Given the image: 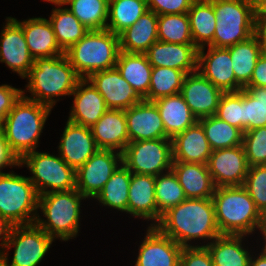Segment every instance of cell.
Wrapping results in <instances>:
<instances>
[{"label": "cell", "mask_w": 266, "mask_h": 266, "mask_svg": "<svg viewBox=\"0 0 266 266\" xmlns=\"http://www.w3.org/2000/svg\"><path fill=\"white\" fill-rule=\"evenodd\" d=\"M156 227L182 247L194 246L190 242L197 239L211 243L221 235L212 198L185 199L164 213Z\"/></svg>", "instance_id": "6da1fadb"}, {"label": "cell", "mask_w": 266, "mask_h": 266, "mask_svg": "<svg viewBox=\"0 0 266 266\" xmlns=\"http://www.w3.org/2000/svg\"><path fill=\"white\" fill-rule=\"evenodd\" d=\"M26 78L28 82L25 87L31 96H26L25 90L23 96L52 109L60 96H72L81 79L66 54L35 58L34 65Z\"/></svg>", "instance_id": "7a4b0ae2"}, {"label": "cell", "mask_w": 266, "mask_h": 266, "mask_svg": "<svg viewBox=\"0 0 266 266\" xmlns=\"http://www.w3.org/2000/svg\"><path fill=\"white\" fill-rule=\"evenodd\" d=\"M212 200L221 234L247 237L256 229L261 232L264 216L243 186L216 187Z\"/></svg>", "instance_id": "3957f363"}, {"label": "cell", "mask_w": 266, "mask_h": 266, "mask_svg": "<svg viewBox=\"0 0 266 266\" xmlns=\"http://www.w3.org/2000/svg\"><path fill=\"white\" fill-rule=\"evenodd\" d=\"M52 108L23 95L14 104L2 124V132L10 150L20 160L26 153L35 151Z\"/></svg>", "instance_id": "277c9868"}, {"label": "cell", "mask_w": 266, "mask_h": 266, "mask_svg": "<svg viewBox=\"0 0 266 266\" xmlns=\"http://www.w3.org/2000/svg\"><path fill=\"white\" fill-rule=\"evenodd\" d=\"M85 199L77 189L44 193L39 196L38 209L46 220L38 213L35 224L54 240L76 238L80 230L81 200Z\"/></svg>", "instance_id": "5b68a950"}, {"label": "cell", "mask_w": 266, "mask_h": 266, "mask_svg": "<svg viewBox=\"0 0 266 266\" xmlns=\"http://www.w3.org/2000/svg\"><path fill=\"white\" fill-rule=\"evenodd\" d=\"M120 52L119 35L108 29L89 30L88 33L65 51L80 78L114 68Z\"/></svg>", "instance_id": "8992f818"}, {"label": "cell", "mask_w": 266, "mask_h": 266, "mask_svg": "<svg viewBox=\"0 0 266 266\" xmlns=\"http://www.w3.org/2000/svg\"><path fill=\"white\" fill-rule=\"evenodd\" d=\"M38 199L39 194L29 177L13 171L0 173V216L11 225L34 224Z\"/></svg>", "instance_id": "52a82bcc"}, {"label": "cell", "mask_w": 266, "mask_h": 266, "mask_svg": "<svg viewBox=\"0 0 266 266\" xmlns=\"http://www.w3.org/2000/svg\"><path fill=\"white\" fill-rule=\"evenodd\" d=\"M216 27L214 47H229L255 34V12L250 0H213Z\"/></svg>", "instance_id": "ba28073f"}, {"label": "cell", "mask_w": 266, "mask_h": 266, "mask_svg": "<svg viewBox=\"0 0 266 266\" xmlns=\"http://www.w3.org/2000/svg\"><path fill=\"white\" fill-rule=\"evenodd\" d=\"M25 165L33 175L29 176V179L39 196L49 192L76 189V170L59 155L31 151L19 160V167Z\"/></svg>", "instance_id": "9c48e42d"}, {"label": "cell", "mask_w": 266, "mask_h": 266, "mask_svg": "<svg viewBox=\"0 0 266 266\" xmlns=\"http://www.w3.org/2000/svg\"><path fill=\"white\" fill-rule=\"evenodd\" d=\"M172 162V139L170 138L129 142L122 152V163L135 174L155 177L170 171Z\"/></svg>", "instance_id": "30bf717a"}, {"label": "cell", "mask_w": 266, "mask_h": 266, "mask_svg": "<svg viewBox=\"0 0 266 266\" xmlns=\"http://www.w3.org/2000/svg\"><path fill=\"white\" fill-rule=\"evenodd\" d=\"M54 239L34 224L13 226L1 259L5 266H38ZM14 248L12 262L6 250Z\"/></svg>", "instance_id": "8fae6325"}, {"label": "cell", "mask_w": 266, "mask_h": 266, "mask_svg": "<svg viewBox=\"0 0 266 266\" xmlns=\"http://www.w3.org/2000/svg\"><path fill=\"white\" fill-rule=\"evenodd\" d=\"M121 164L122 153L98 149L76 170V189L87 199H94Z\"/></svg>", "instance_id": "7c38bea8"}, {"label": "cell", "mask_w": 266, "mask_h": 266, "mask_svg": "<svg viewBox=\"0 0 266 266\" xmlns=\"http://www.w3.org/2000/svg\"><path fill=\"white\" fill-rule=\"evenodd\" d=\"M207 167L215 187L243 186L249 169L243 145L213 150Z\"/></svg>", "instance_id": "4fadbf2b"}, {"label": "cell", "mask_w": 266, "mask_h": 266, "mask_svg": "<svg viewBox=\"0 0 266 266\" xmlns=\"http://www.w3.org/2000/svg\"><path fill=\"white\" fill-rule=\"evenodd\" d=\"M198 49L197 70L223 92H236L243 87L236 81L230 52L225 47L208 46Z\"/></svg>", "instance_id": "5bb4252c"}, {"label": "cell", "mask_w": 266, "mask_h": 266, "mask_svg": "<svg viewBox=\"0 0 266 266\" xmlns=\"http://www.w3.org/2000/svg\"><path fill=\"white\" fill-rule=\"evenodd\" d=\"M0 35V62L25 79L34 65V58L29 53L22 27L13 17H7Z\"/></svg>", "instance_id": "9a60e30c"}, {"label": "cell", "mask_w": 266, "mask_h": 266, "mask_svg": "<svg viewBox=\"0 0 266 266\" xmlns=\"http://www.w3.org/2000/svg\"><path fill=\"white\" fill-rule=\"evenodd\" d=\"M223 93L198 70L186 74L180 92L197 120L216 114Z\"/></svg>", "instance_id": "2e32d148"}, {"label": "cell", "mask_w": 266, "mask_h": 266, "mask_svg": "<svg viewBox=\"0 0 266 266\" xmlns=\"http://www.w3.org/2000/svg\"><path fill=\"white\" fill-rule=\"evenodd\" d=\"M87 79L102 95L108 109L126 110L142 100L116 67L95 72Z\"/></svg>", "instance_id": "e0dca14e"}, {"label": "cell", "mask_w": 266, "mask_h": 266, "mask_svg": "<svg viewBox=\"0 0 266 266\" xmlns=\"http://www.w3.org/2000/svg\"><path fill=\"white\" fill-rule=\"evenodd\" d=\"M182 248L156 226H149L138 248L135 266H179Z\"/></svg>", "instance_id": "ac0fdd59"}, {"label": "cell", "mask_w": 266, "mask_h": 266, "mask_svg": "<svg viewBox=\"0 0 266 266\" xmlns=\"http://www.w3.org/2000/svg\"><path fill=\"white\" fill-rule=\"evenodd\" d=\"M130 142L168 138L159 110L153 101L142 99L125 110Z\"/></svg>", "instance_id": "d6986e66"}, {"label": "cell", "mask_w": 266, "mask_h": 266, "mask_svg": "<svg viewBox=\"0 0 266 266\" xmlns=\"http://www.w3.org/2000/svg\"><path fill=\"white\" fill-rule=\"evenodd\" d=\"M99 148L91 129L67 120L58 146V155L72 168L77 170Z\"/></svg>", "instance_id": "ffe728a7"}, {"label": "cell", "mask_w": 266, "mask_h": 266, "mask_svg": "<svg viewBox=\"0 0 266 266\" xmlns=\"http://www.w3.org/2000/svg\"><path fill=\"white\" fill-rule=\"evenodd\" d=\"M152 67H169L186 74L197 71L198 48L194 44L166 43L157 40L145 52Z\"/></svg>", "instance_id": "44dd1931"}, {"label": "cell", "mask_w": 266, "mask_h": 266, "mask_svg": "<svg viewBox=\"0 0 266 266\" xmlns=\"http://www.w3.org/2000/svg\"><path fill=\"white\" fill-rule=\"evenodd\" d=\"M68 120L91 128L108 110L105 100L87 78H81L73 93Z\"/></svg>", "instance_id": "7402d4cb"}, {"label": "cell", "mask_w": 266, "mask_h": 266, "mask_svg": "<svg viewBox=\"0 0 266 266\" xmlns=\"http://www.w3.org/2000/svg\"><path fill=\"white\" fill-rule=\"evenodd\" d=\"M90 129L99 149L122 153L130 142L125 110L108 109Z\"/></svg>", "instance_id": "603a6c76"}, {"label": "cell", "mask_w": 266, "mask_h": 266, "mask_svg": "<svg viewBox=\"0 0 266 266\" xmlns=\"http://www.w3.org/2000/svg\"><path fill=\"white\" fill-rule=\"evenodd\" d=\"M13 19L22 27L29 53L34 59L65 54L56 41L48 19L32 17L22 22L16 18Z\"/></svg>", "instance_id": "cb8c5ba5"}, {"label": "cell", "mask_w": 266, "mask_h": 266, "mask_svg": "<svg viewBox=\"0 0 266 266\" xmlns=\"http://www.w3.org/2000/svg\"><path fill=\"white\" fill-rule=\"evenodd\" d=\"M128 214L136 218L152 221L157 225V202L155 198V177L143 174H131ZM155 220V221H154Z\"/></svg>", "instance_id": "d4e9b609"}, {"label": "cell", "mask_w": 266, "mask_h": 266, "mask_svg": "<svg viewBox=\"0 0 266 266\" xmlns=\"http://www.w3.org/2000/svg\"><path fill=\"white\" fill-rule=\"evenodd\" d=\"M212 151L198 121L172 139L173 161L207 164Z\"/></svg>", "instance_id": "484cf974"}, {"label": "cell", "mask_w": 266, "mask_h": 266, "mask_svg": "<svg viewBox=\"0 0 266 266\" xmlns=\"http://www.w3.org/2000/svg\"><path fill=\"white\" fill-rule=\"evenodd\" d=\"M171 170L182 186L186 198H212L216 187L207 164L173 161Z\"/></svg>", "instance_id": "4316f807"}, {"label": "cell", "mask_w": 266, "mask_h": 266, "mask_svg": "<svg viewBox=\"0 0 266 266\" xmlns=\"http://www.w3.org/2000/svg\"><path fill=\"white\" fill-rule=\"evenodd\" d=\"M158 40V15L145 11L138 21L119 34L120 51L145 53Z\"/></svg>", "instance_id": "83f0119b"}, {"label": "cell", "mask_w": 266, "mask_h": 266, "mask_svg": "<svg viewBox=\"0 0 266 266\" xmlns=\"http://www.w3.org/2000/svg\"><path fill=\"white\" fill-rule=\"evenodd\" d=\"M153 102L159 110L166 136L170 139L198 121L180 93Z\"/></svg>", "instance_id": "f1b7e54d"}, {"label": "cell", "mask_w": 266, "mask_h": 266, "mask_svg": "<svg viewBox=\"0 0 266 266\" xmlns=\"http://www.w3.org/2000/svg\"><path fill=\"white\" fill-rule=\"evenodd\" d=\"M115 67L142 99L148 94L152 65L145 53L120 51Z\"/></svg>", "instance_id": "f546056e"}, {"label": "cell", "mask_w": 266, "mask_h": 266, "mask_svg": "<svg viewBox=\"0 0 266 266\" xmlns=\"http://www.w3.org/2000/svg\"><path fill=\"white\" fill-rule=\"evenodd\" d=\"M245 235L221 234L206 246L214 266H249L251 254L242 246Z\"/></svg>", "instance_id": "4dcf8cb0"}, {"label": "cell", "mask_w": 266, "mask_h": 266, "mask_svg": "<svg viewBox=\"0 0 266 266\" xmlns=\"http://www.w3.org/2000/svg\"><path fill=\"white\" fill-rule=\"evenodd\" d=\"M188 16L194 45L198 49L213 46L216 27L213 0H194Z\"/></svg>", "instance_id": "1f68e13d"}, {"label": "cell", "mask_w": 266, "mask_h": 266, "mask_svg": "<svg viewBox=\"0 0 266 266\" xmlns=\"http://www.w3.org/2000/svg\"><path fill=\"white\" fill-rule=\"evenodd\" d=\"M57 8H52L49 22L52 25L56 41L65 52L73 44L82 39L89 31L78 18L63 3H53ZM62 6V7H61Z\"/></svg>", "instance_id": "d6a6232c"}, {"label": "cell", "mask_w": 266, "mask_h": 266, "mask_svg": "<svg viewBox=\"0 0 266 266\" xmlns=\"http://www.w3.org/2000/svg\"><path fill=\"white\" fill-rule=\"evenodd\" d=\"M227 48L236 81L244 88L250 82L256 62L262 54L259 39L254 34L248 40Z\"/></svg>", "instance_id": "836d02e7"}, {"label": "cell", "mask_w": 266, "mask_h": 266, "mask_svg": "<svg viewBox=\"0 0 266 266\" xmlns=\"http://www.w3.org/2000/svg\"><path fill=\"white\" fill-rule=\"evenodd\" d=\"M132 172L122 163L95 196L102 206L128 213V197Z\"/></svg>", "instance_id": "e575fe53"}, {"label": "cell", "mask_w": 266, "mask_h": 266, "mask_svg": "<svg viewBox=\"0 0 266 266\" xmlns=\"http://www.w3.org/2000/svg\"><path fill=\"white\" fill-rule=\"evenodd\" d=\"M147 10L146 0H109L106 29L119 35Z\"/></svg>", "instance_id": "d590c367"}, {"label": "cell", "mask_w": 266, "mask_h": 266, "mask_svg": "<svg viewBox=\"0 0 266 266\" xmlns=\"http://www.w3.org/2000/svg\"><path fill=\"white\" fill-rule=\"evenodd\" d=\"M198 122L202 125L212 150L242 145L243 132L217 116L205 117L199 119Z\"/></svg>", "instance_id": "8d00e7d4"}, {"label": "cell", "mask_w": 266, "mask_h": 266, "mask_svg": "<svg viewBox=\"0 0 266 266\" xmlns=\"http://www.w3.org/2000/svg\"><path fill=\"white\" fill-rule=\"evenodd\" d=\"M67 7L89 30H104L108 22L109 0H65Z\"/></svg>", "instance_id": "74e56055"}, {"label": "cell", "mask_w": 266, "mask_h": 266, "mask_svg": "<svg viewBox=\"0 0 266 266\" xmlns=\"http://www.w3.org/2000/svg\"><path fill=\"white\" fill-rule=\"evenodd\" d=\"M155 198L157 202V224L164 213L187 199L172 170L155 176Z\"/></svg>", "instance_id": "f35d334b"}, {"label": "cell", "mask_w": 266, "mask_h": 266, "mask_svg": "<svg viewBox=\"0 0 266 266\" xmlns=\"http://www.w3.org/2000/svg\"><path fill=\"white\" fill-rule=\"evenodd\" d=\"M186 76L184 71L169 67H152L150 89L143 98L154 101L165 96L179 94Z\"/></svg>", "instance_id": "ab89813d"}, {"label": "cell", "mask_w": 266, "mask_h": 266, "mask_svg": "<svg viewBox=\"0 0 266 266\" xmlns=\"http://www.w3.org/2000/svg\"><path fill=\"white\" fill-rule=\"evenodd\" d=\"M244 132L266 126V87L243 88Z\"/></svg>", "instance_id": "60d3db41"}, {"label": "cell", "mask_w": 266, "mask_h": 266, "mask_svg": "<svg viewBox=\"0 0 266 266\" xmlns=\"http://www.w3.org/2000/svg\"><path fill=\"white\" fill-rule=\"evenodd\" d=\"M158 40L166 43L194 44L188 13L158 15Z\"/></svg>", "instance_id": "b9f144b4"}, {"label": "cell", "mask_w": 266, "mask_h": 266, "mask_svg": "<svg viewBox=\"0 0 266 266\" xmlns=\"http://www.w3.org/2000/svg\"><path fill=\"white\" fill-rule=\"evenodd\" d=\"M215 116L239 128L244 133L243 89L236 92H224Z\"/></svg>", "instance_id": "7bdbcfd3"}, {"label": "cell", "mask_w": 266, "mask_h": 266, "mask_svg": "<svg viewBox=\"0 0 266 266\" xmlns=\"http://www.w3.org/2000/svg\"><path fill=\"white\" fill-rule=\"evenodd\" d=\"M243 187L255 203L260 213L266 215V165L251 166Z\"/></svg>", "instance_id": "ee69618b"}, {"label": "cell", "mask_w": 266, "mask_h": 266, "mask_svg": "<svg viewBox=\"0 0 266 266\" xmlns=\"http://www.w3.org/2000/svg\"><path fill=\"white\" fill-rule=\"evenodd\" d=\"M242 145L249 167L266 165V126L244 132Z\"/></svg>", "instance_id": "f6af8a7d"}, {"label": "cell", "mask_w": 266, "mask_h": 266, "mask_svg": "<svg viewBox=\"0 0 266 266\" xmlns=\"http://www.w3.org/2000/svg\"><path fill=\"white\" fill-rule=\"evenodd\" d=\"M179 266H214L210 252L206 246L183 247Z\"/></svg>", "instance_id": "bcb514c9"}, {"label": "cell", "mask_w": 266, "mask_h": 266, "mask_svg": "<svg viewBox=\"0 0 266 266\" xmlns=\"http://www.w3.org/2000/svg\"><path fill=\"white\" fill-rule=\"evenodd\" d=\"M194 0H146L147 8L157 15L188 13Z\"/></svg>", "instance_id": "7dc6e473"}, {"label": "cell", "mask_w": 266, "mask_h": 266, "mask_svg": "<svg viewBox=\"0 0 266 266\" xmlns=\"http://www.w3.org/2000/svg\"><path fill=\"white\" fill-rule=\"evenodd\" d=\"M23 95V89L13 87L9 84L0 85V123L3 124L14 104Z\"/></svg>", "instance_id": "c3c4849f"}, {"label": "cell", "mask_w": 266, "mask_h": 266, "mask_svg": "<svg viewBox=\"0 0 266 266\" xmlns=\"http://www.w3.org/2000/svg\"><path fill=\"white\" fill-rule=\"evenodd\" d=\"M7 166H19V159L10 150L3 132H0V173H3V168H6Z\"/></svg>", "instance_id": "681fc988"}, {"label": "cell", "mask_w": 266, "mask_h": 266, "mask_svg": "<svg viewBox=\"0 0 266 266\" xmlns=\"http://www.w3.org/2000/svg\"><path fill=\"white\" fill-rule=\"evenodd\" d=\"M245 87H266V54L262 53L258 58L250 82Z\"/></svg>", "instance_id": "f907efd6"}, {"label": "cell", "mask_w": 266, "mask_h": 266, "mask_svg": "<svg viewBox=\"0 0 266 266\" xmlns=\"http://www.w3.org/2000/svg\"><path fill=\"white\" fill-rule=\"evenodd\" d=\"M13 225H11L5 218L0 216V258L5 252V247L9 239L10 231ZM2 249V250H1Z\"/></svg>", "instance_id": "816d5d0a"}, {"label": "cell", "mask_w": 266, "mask_h": 266, "mask_svg": "<svg viewBox=\"0 0 266 266\" xmlns=\"http://www.w3.org/2000/svg\"><path fill=\"white\" fill-rule=\"evenodd\" d=\"M255 35L259 39L262 53L266 54V20H255Z\"/></svg>", "instance_id": "f5cc1de1"}, {"label": "cell", "mask_w": 266, "mask_h": 266, "mask_svg": "<svg viewBox=\"0 0 266 266\" xmlns=\"http://www.w3.org/2000/svg\"><path fill=\"white\" fill-rule=\"evenodd\" d=\"M258 255L255 258L254 255L251 256L249 266H266V252L262 249Z\"/></svg>", "instance_id": "db71d44e"}, {"label": "cell", "mask_w": 266, "mask_h": 266, "mask_svg": "<svg viewBox=\"0 0 266 266\" xmlns=\"http://www.w3.org/2000/svg\"><path fill=\"white\" fill-rule=\"evenodd\" d=\"M255 20H266V3L255 13Z\"/></svg>", "instance_id": "11a10c76"}, {"label": "cell", "mask_w": 266, "mask_h": 266, "mask_svg": "<svg viewBox=\"0 0 266 266\" xmlns=\"http://www.w3.org/2000/svg\"><path fill=\"white\" fill-rule=\"evenodd\" d=\"M253 10L256 13L265 3L266 0H250Z\"/></svg>", "instance_id": "9f6ffc18"}, {"label": "cell", "mask_w": 266, "mask_h": 266, "mask_svg": "<svg viewBox=\"0 0 266 266\" xmlns=\"http://www.w3.org/2000/svg\"><path fill=\"white\" fill-rule=\"evenodd\" d=\"M263 236V239L265 240L264 243L265 245H263L264 247H262L261 249H263L266 252V220H263V224H262V228H261V232H260Z\"/></svg>", "instance_id": "6f0895ef"}, {"label": "cell", "mask_w": 266, "mask_h": 266, "mask_svg": "<svg viewBox=\"0 0 266 266\" xmlns=\"http://www.w3.org/2000/svg\"><path fill=\"white\" fill-rule=\"evenodd\" d=\"M43 1H47L50 3H60V0H43Z\"/></svg>", "instance_id": "680465c9"}, {"label": "cell", "mask_w": 266, "mask_h": 266, "mask_svg": "<svg viewBox=\"0 0 266 266\" xmlns=\"http://www.w3.org/2000/svg\"><path fill=\"white\" fill-rule=\"evenodd\" d=\"M0 266H5V264L1 258H0Z\"/></svg>", "instance_id": "91938a15"}, {"label": "cell", "mask_w": 266, "mask_h": 266, "mask_svg": "<svg viewBox=\"0 0 266 266\" xmlns=\"http://www.w3.org/2000/svg\"><path fill=\"white\" fill-rule=\"evenodd\" d=\"M0 132H2V124L0 123Z\"/></svg>", "instance_id": "94428289"}]
</instances>
